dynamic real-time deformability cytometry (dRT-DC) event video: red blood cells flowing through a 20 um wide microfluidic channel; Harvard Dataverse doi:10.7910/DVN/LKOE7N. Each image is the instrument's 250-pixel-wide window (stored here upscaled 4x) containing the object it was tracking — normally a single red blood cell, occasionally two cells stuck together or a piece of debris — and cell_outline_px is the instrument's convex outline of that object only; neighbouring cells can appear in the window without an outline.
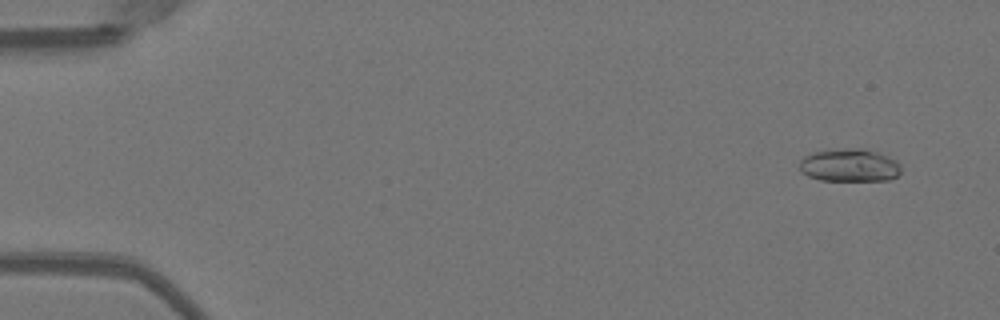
{"species": "Egyptian fruit bat (a non-hibernating species)", "species_latin": "Rousettus aegyptiacus", "temperature_condition": "warm", "stored_images_in_passage": 49, "camera_frame_rate_fps": 3000, "um_per_image_px": 0.085, "animal": {"sex": "female"}, "frame": {"image": 1, "passage_image": 1, "time_ms": 0.0, "image_size_px": [1000, 320], "cell_outline_px": [[900, 172], [896, 176], [888, 180], [820, 180], [808, 176], [800, 172], [800, 160], [804, 156], [816, 152], [844, 148], [864, 148], [888, 156], [896, 160], [900, 164]], "centroid_in_image_um": [72.2, 14.05], "position_along_channel_um": 12.8, "area_um2": 19.42}}
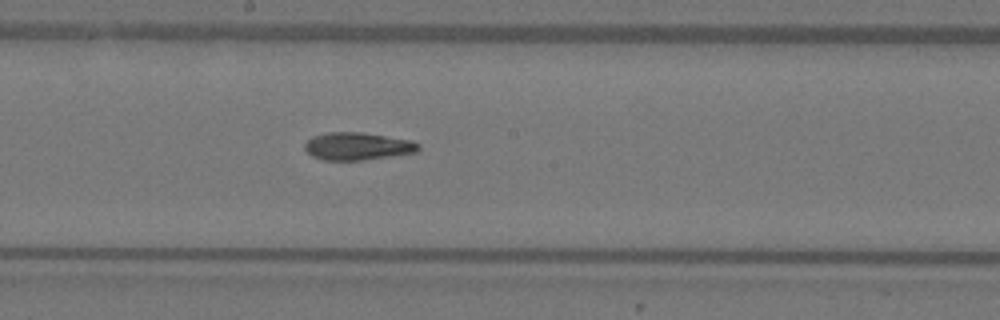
{"frame": {"image": 2, "passage_image": 26, "time_ms": 8.333, "image_size_px": [1000, 320], "cell_outline_px": [[420, 148], [416, 152], [392, 156], [364, 160], [324, 160], [312, 156], [304, 148], [304, 144], [312, 136], [328, 132], [360, 132], [412, 140], [420, 144]], "centroid_in_image_um": [30.39, 12.43], "position_along_channel_um": 217.8, "area_um2": 18.32}}
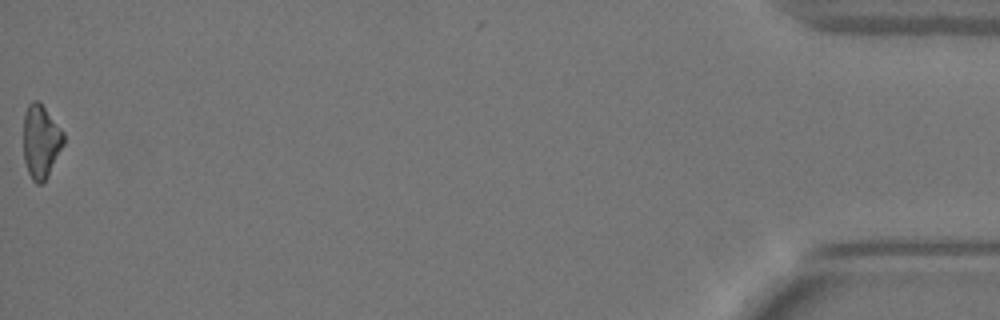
{"frame": {"image": 3, "passage_image": 49, "time_ms": 16.0, "image_size_px": [1000, 320], "cell_outline_px": [[64, 144], [44, 180], [40, 184], [36, 184], [32, 180], [28, 172], [24, 160], [24, 112], [28, 104], [32, 100], [36, 100], [44, 108], [64, 132]], "centroid_in_image_um": [3.46, 12.01], "position_along_channel_um": 431.7, "area_um2": 16.82}, "authors_computed_cell_mechanics": {"area_um2": 18.3226, "velocity_mm_per_s": 4.0218, "shape_relaxation_time_tau1_ms": 7.297, "shape_relaxation_time_tau2_ms": null, "deformation_change_tau1": 0.2092, "deformation_change_tau2": null}}